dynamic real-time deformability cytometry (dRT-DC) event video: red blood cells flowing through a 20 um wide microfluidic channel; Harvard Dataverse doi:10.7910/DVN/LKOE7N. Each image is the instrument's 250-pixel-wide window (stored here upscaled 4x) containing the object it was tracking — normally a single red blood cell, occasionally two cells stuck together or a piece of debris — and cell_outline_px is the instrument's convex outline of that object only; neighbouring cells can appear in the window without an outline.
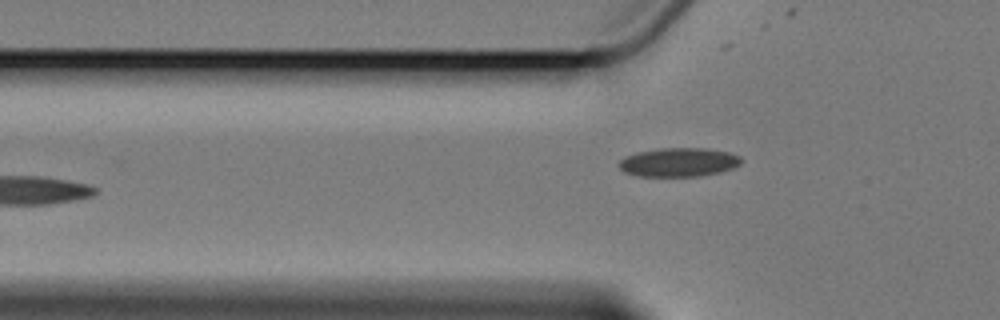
{"species": "Egyptian fruit bat (a non-hibernating species)", "species_latin": "Rousettus aegyptiacus", "temperature_condition": "cold", "stored_images_in_passage": 4, "camera_frame_rate_fps": 3000, "um_per_image_px": 0.085, "animal": {"sex": "female"}, "frame": {"image": 1, "passage_image": 4, "time_ms": 3.667, "image_size_px": [1000, 320], "cell_outline_px": [[744, 160], [740, 164], [732, 168], [720, 172], [700, 176], [636, 176], [624, 172], [620, 168], [620, 160], [624, 156], [636, 152], [660, 148], [704, 148], [728, 152], [740, 156]], "centroid_in_image_um": [57.69, 13.79], "position_along_channel_um": 68.1, "area_um2": 20.63}}